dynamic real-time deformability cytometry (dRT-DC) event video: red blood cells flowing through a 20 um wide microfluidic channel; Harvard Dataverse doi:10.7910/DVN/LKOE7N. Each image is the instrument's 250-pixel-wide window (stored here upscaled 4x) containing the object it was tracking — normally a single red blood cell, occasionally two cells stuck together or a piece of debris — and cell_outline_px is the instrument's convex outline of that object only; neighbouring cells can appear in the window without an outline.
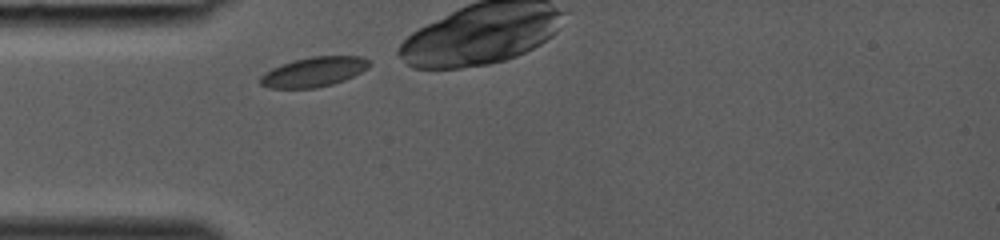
{"species": "common noctule bat (a hibernating species)", "species_latin": "Nyctalus noctula", "temperature_condition": "room temperature", "stored_images_in_passage": 22, "camera_frame_rate_fps": 3000, "um_per_image_px": 0.085, "animal": {"sex": "female", "body_mass_g": 19.0, "forearm_length_mm": 53.3}, "frame": {"image": 1, "passage_image": 1, "time_ms": 0.0, "image_size_px": [1000, 240], "cell_outline_px": [[368, 68], [344, 80], [332, 84], [316, 88], [268, 88], [260, 84], [260, 76], [264, 72], [280, 64], [292, 60], [312, 56], [360, 56], [368, 60]], "centroid_in_image_um": [26.62, 6.11], "position_along_channel_um": 58.4, "area_um2": 18.84}}
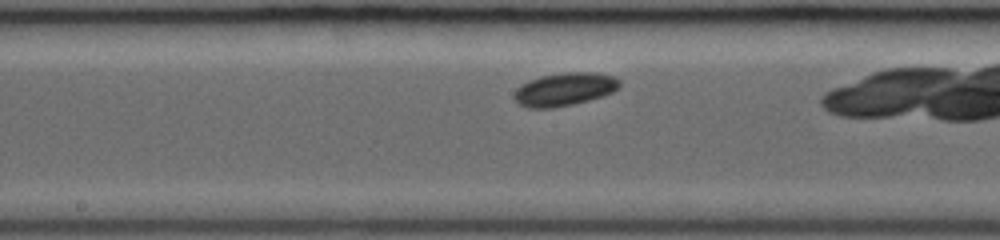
{"frame": {"image": 2, "passage_image": 10, "time_ms": 3.0, "image_size_px": [1000, 240], "cell_outline_px": [[620, 88], [612, 92], [588, 100], [572, 104], [552, 108], [528, 108], [520, 104], [512, 96], [516, 88], [520, 84], [528, 80], [540, 76], [564, 72], [596, 72], [616, 76], [620, 80]], "centroid_in_image_um": [47.98, 7.57], "position_along_channel_um": 200.2, "area_um2": 20.52}}
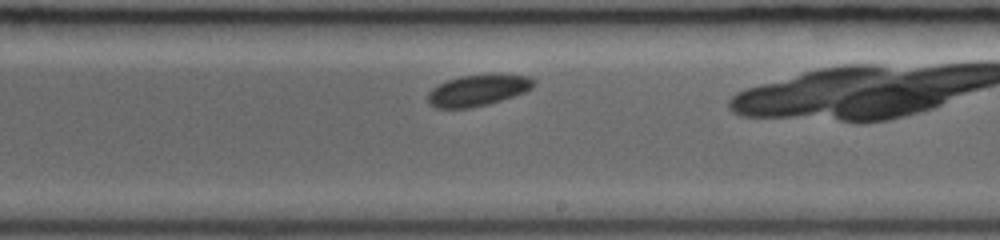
{"frame": {"image": 3, "passage_image": 13, "time_ms": 4.0, "image_size_px": [1000, 240], "cell_outline_px": [[536, 84], [532, 88], [524, 92], [488, 104], [472, 108], [436, 108], [428, 104], [428, 92], [432, 88], [448, 80], [460, 76], [492, 72], [528, 76], [536, 80]], "centroid_in_image_um": [40.64, 7.64], "position_along_channel_um": 248.4, "area_um2": 19.71}}